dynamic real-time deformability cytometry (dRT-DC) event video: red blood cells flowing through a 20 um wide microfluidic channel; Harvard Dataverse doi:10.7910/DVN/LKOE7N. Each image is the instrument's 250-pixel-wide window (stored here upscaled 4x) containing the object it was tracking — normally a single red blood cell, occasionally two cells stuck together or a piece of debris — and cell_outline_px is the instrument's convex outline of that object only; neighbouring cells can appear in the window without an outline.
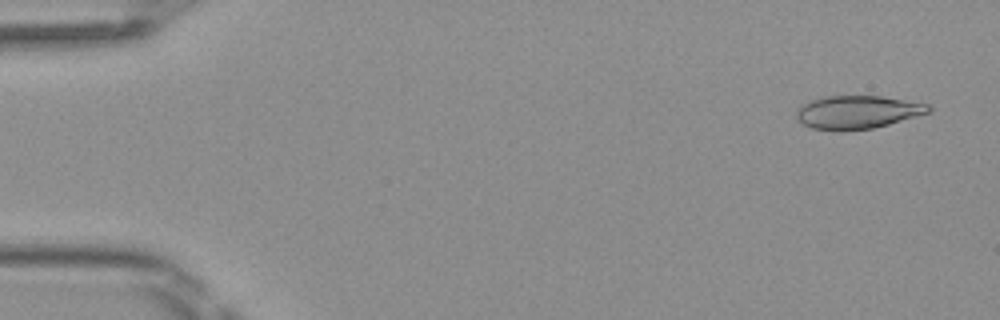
{"species": "Egyptian fruit bat (a non-hibernating species)", "species_latin": "Rousettus aegyptiacus", "temperature_condition": "room temperature", "stored_images_in_passage": 46, "camera_frame_rate_fps": 3000, "um_per_image_px": 0.085, "frame": {"image": 1, "passage_image": 3, "time_ms": 0.667, "image_size_px": [1000, 320], "cell_outline_px": [[932, 112], [888, 124], [872, 128], [844, 132], [836, 132], [812, 128], [804, 124], [796, 116], [796, 108], [812, 100], [824, 96], [880, 96], [928, 104], [932, 108]], "centroid_in_image_um": [72.87, 9.55], "position_along_channel_um": 12.1, "area_um2": 25.66}}
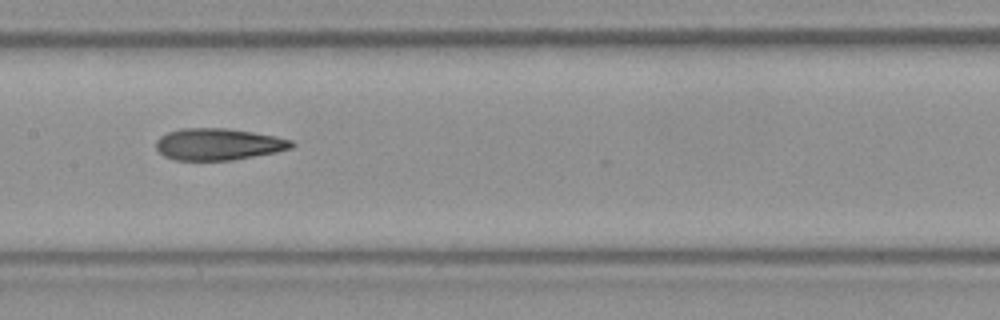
{"frame": {"image": 2, "passage_image": 25, "time_ms": 8.0, "image_size_px": [1000, 320], "cell_outline_px": [[296, 144], [292, 148], [276, 152], [232, 160], [176, 160], [164, 156], [156, 148], [156, 140], [160, 136], [168, 132], [180, 128], [228, 128], [276, 136], [292, 140]], "centroid_in_image_um": [18.56, 12.25], "position_along_channel_um": 188.8, "area_um2": 25.14}}
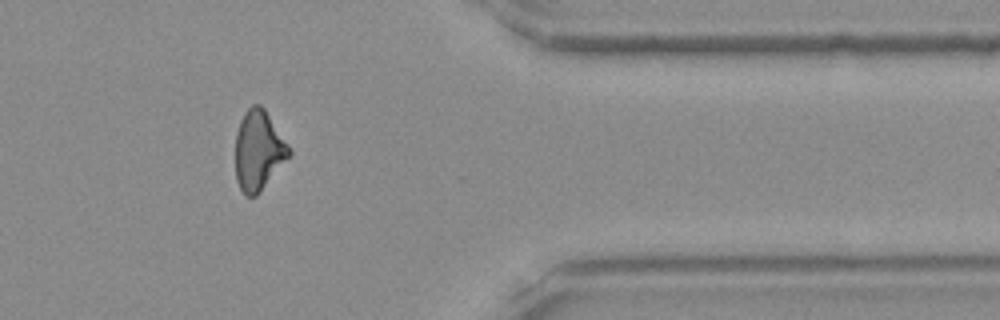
{"frame": {"image": 3, "passage_image": 41, "time_ms": 13.333, "image_size_px": [1000, 320], "cell_outline_px": [[292, 152], [260, 192], [256, 196], [244, 196], [236, 180], [236, 132], [240, 120], [244, 112], [252, 104], [260, 104], [264, 108], [288, 144]], "centroid_in_image_um": [21.95, 12.78], "position_along_channel_um": 389.4, "area_um2": 24.8}, "authors_computed_cell_mechanics": {"area_um2": 25.432, "velocity_mm_per_s": 4.1166, "shape_relaxation_time_tau1_ms": 8.5827, "shape_relaxation_time_tau2_ms": 2.4168, "deformation_change_tau1": 0.2127, "deformation_change_tau2": 0.1145}}